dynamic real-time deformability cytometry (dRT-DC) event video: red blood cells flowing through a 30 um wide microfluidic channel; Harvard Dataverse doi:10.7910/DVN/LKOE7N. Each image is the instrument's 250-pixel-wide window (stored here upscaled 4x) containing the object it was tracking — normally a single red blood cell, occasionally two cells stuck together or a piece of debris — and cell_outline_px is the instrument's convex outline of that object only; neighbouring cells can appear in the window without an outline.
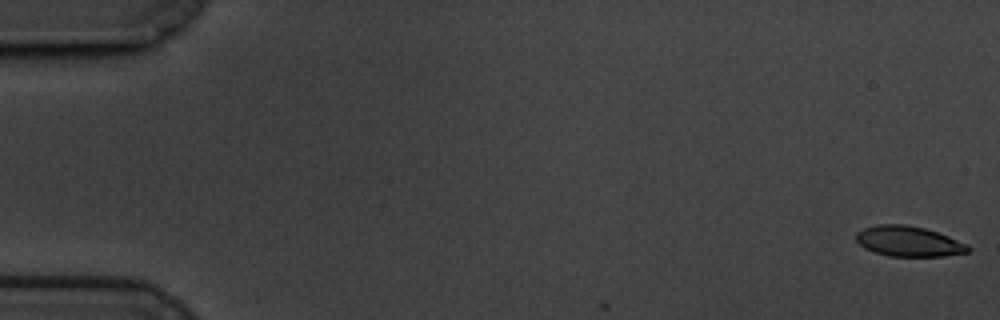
{"species": "common noctule bat (a hibernating species)", "species_latin": "Nyctalus noctula", "temperature_condition": "cold", "stored_images_in_passage": 3, "camera_frame_rate_fps": 3000, "um_per_image_px": 0.085, "animal": {"sex": "male", "body_mass_g": 19.5, "forearm_length_mm": 54.6}, "frame": {"image": 1, "passage_image": 1, "time_ms": 0.0, "image_size_px": [1000, 320], "cell_outline_px": [[972, 248], [968, 252], [944, 256], [888, 256], [864, 248], [856, 240], [856, 232], [864, 228], [876, 224], [908, 224], [924, 228], [948, 236], [968, 244]], "centroid_in_image_um": [77.24, 20.51], "position_along_channel_um": 7.8, "area_um2": 19.83}}